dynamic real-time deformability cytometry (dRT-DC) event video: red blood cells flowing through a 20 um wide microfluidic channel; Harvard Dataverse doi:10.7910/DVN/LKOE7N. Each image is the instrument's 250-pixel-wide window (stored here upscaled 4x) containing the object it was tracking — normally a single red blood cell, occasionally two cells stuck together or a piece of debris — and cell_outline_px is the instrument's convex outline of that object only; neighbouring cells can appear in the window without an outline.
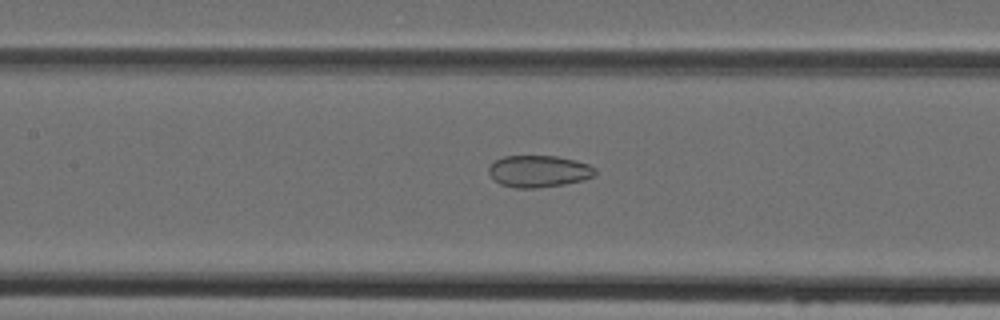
{"species": "Egyptian fruit bat (a non-hibernating species)", "species_latin": "Rousettus aegyptiacus", "temperature_condition": "cold", "stored_images_in_passage": 43, "camera_frame_rate_fps": 3000, "um_per_image_px": 0.085, "animal": {"sex": "female"}, "frame": {"image": 1, "passage_image": 17, "time_ms": 5.333, "image_size_px": [1000, 320], "cell_outline_px": [[596, 176], [584, 180], [564, 184], [536, 188], [516, 188], [500, 184], [488, 172], [488, 168], [496, 160], [504, 156], [556, 156], [576, 160], [588, 164], [596, 168]], "centroid_in_image_um": [45.84, 14.56], "position_along_channel_um": 161.6, "area_um2": 19.77}}
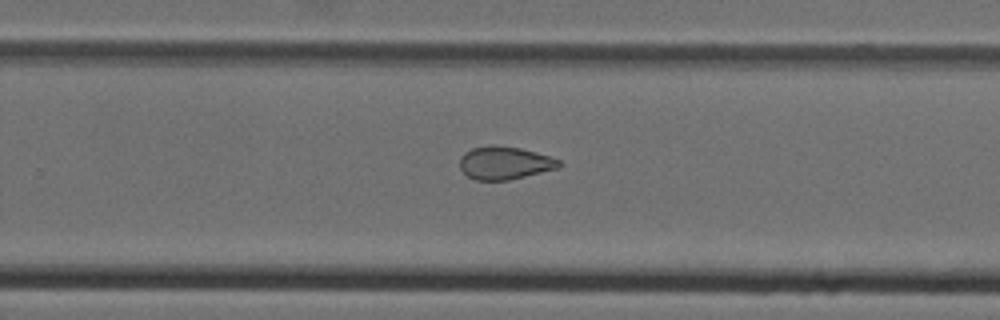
{"frame": {"image": 2, "passage_image": 26, "time_ms": 8.333, "image_size_px": [1000, 320], "cell_outline_px": [[560, 164], [556, 168], [508, 180], [476, 180], [468, 176], [460, 168], [460, 156], [464, 152], [472, 148], [492, 144], [496, 144], [520, 148], [552, 156], [560, 160]], "centroid_in_image_um": [42.86, 13.82], "position_along_channel_um": 286.9, "area_um2": 19.02}}
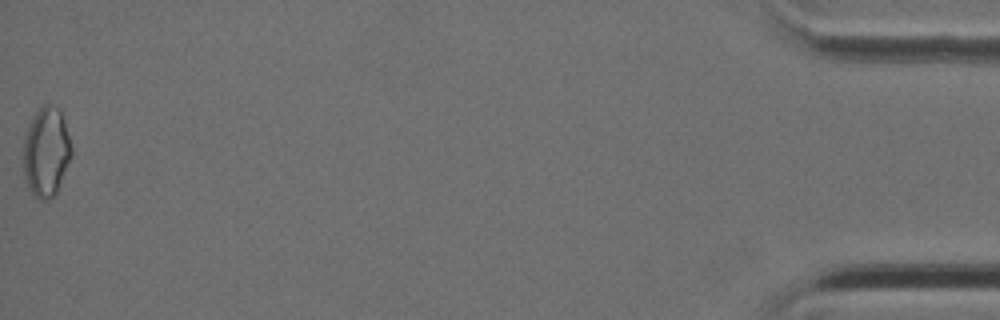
{"frame": {"image": 3, "passage_image": 43, "time_ms": 14.0, "image_size_px": [1000, 320], "cell_outline_px": [[72, 156], [56, 192], [48, 200], [40, 200], [28, 188], [24, 172], [24, 140], [28, 128], [36, 112], [44, 104], [52, 104], [60, 108], [72, 148]], "centroid_in_image_um": [3.95, 12.91], "position_along_channel_um": 431.3, "area_um2": 24.74}}